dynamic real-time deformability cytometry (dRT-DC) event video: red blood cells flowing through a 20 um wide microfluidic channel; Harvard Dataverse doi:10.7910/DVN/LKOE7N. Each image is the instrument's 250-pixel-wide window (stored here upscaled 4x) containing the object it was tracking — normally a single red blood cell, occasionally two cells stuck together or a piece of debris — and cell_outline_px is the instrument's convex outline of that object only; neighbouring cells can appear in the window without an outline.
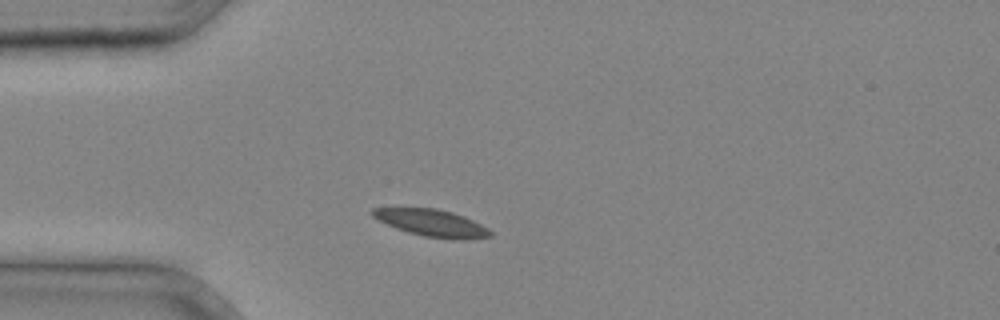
{"species": "common noctule bat (a hibernating species)", "species_latin": "Nyctalus noctula", "temperature_condition": "cold", "stored_images_in_passage": 28, "camera_frame_rate_fps": 3000, "um_per_image_px": 0.085, "animal": {"sex": "male", "body_mass_g": 20.4}, "frame": {"image": 1, "passage_image": 1, "time_ms": 0.0, "image_size_px": [1000, 320], "cell_outline_px": [[492, 236], [464, 240], [452, 240], [424, 236], [408, 232], [396, 228], [372, 216], [368, 212], [372, 208], [436, 208], [452, 212], [464, 216], [488, 228], [492, 232]], "centroid_in_image_um": [36.71, 18.96], "position_along_channel_um": 48.3, "area_um2": 18.55}}
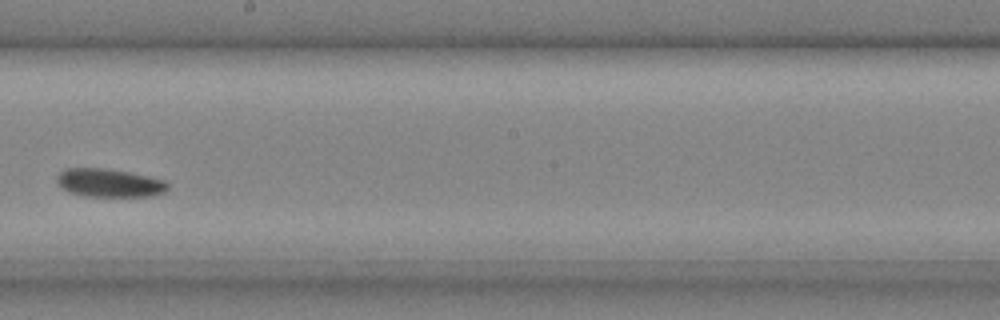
{"frame": {"image": 2, "passage_image": 13, "time_ms": 4.0, "image_size_px": [1000, 320], "cell_outline_px": [[168, 188], [164, 192], [152, 196], [84, 196], [68, 192], [56, 180], [56, 176], [60, 172], [68, 168], [104, 168], [128, 172], [164, 180], [168, 184]], "centroid_in_image_um": [9.28, 15.55], "position_along_channel_um": 238.9, "area_um2": 18.09}}
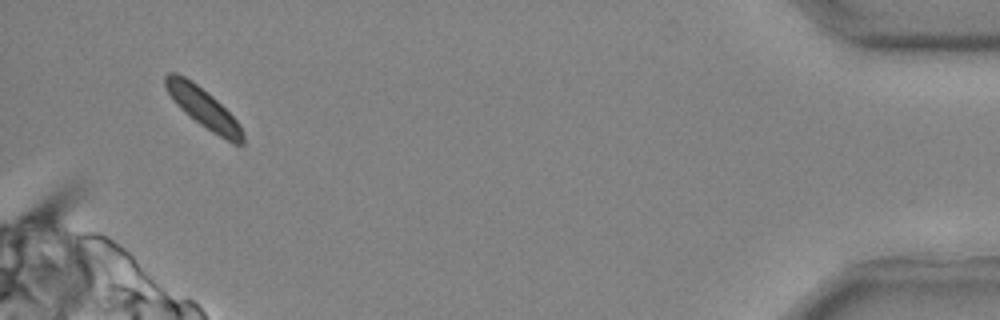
{"frame": {"image": 3, "passage_image": 27, "time_ms": 8.667, "image_size_px": [1000, 320], "cell_outline_px": [[244, 144], [232, 144], [212, 132], [200, 124], [184, 112], [176, 104], [168, 92], [164, 84], [164, 76], [168, 72], [176, 72], [184, 76], [196, 84], [212, 96], [236, 120], [244, 132]], "centroid_in_image_um": [17.28, 9.18], "position_along_channel_um": 417.9, "area_um2": 17.69}}